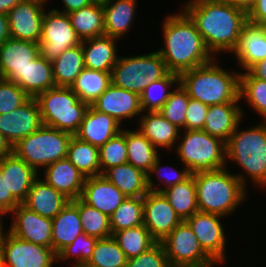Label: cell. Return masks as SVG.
Here are the masks:
<instances>
[{"mask_svg":"<svg viewBox=\"0 0 266 267\" xmlns=\"http://www.w3.org/2000/svg\"><path fill=\"white\" fill-rule=\"evenodd\" d=\"M97 240L85 233L78 235L71 244L57 254L58 264L67 261L71 267H84L92 256Z\"/></svg>","mask_w":266,"mask_h":267,"instance_id":"f6af8a7d","label":"cell"},{"mask_svg":"<svg viewBox=\"0 0 266 267\" xmlns=\"http://www.w3.org/2000/svg\"><path fill=\"white\" fill-rule=\"evenodd\" d=\"M61 4H63V8L57 9V8H51L55 11L61 12V13H69L76 10H79L81 8L87 7L92 4L91 0H61Z\"/></svg>","mask_w":266,"mask_h":267,"instance_id":"11a10c76","label":"cell"},{"mask_svg":"<svg viewBox=\"0 0 266 267\" xmlns=\"http://www.w3.org/2000/svg\"><path fill=\"white\" fill-rule=\"evenodd\" d=\"M117 42L118 39L105 34L83 40L81 44L85 68L111 73L119 57Z\"/></svg>","mask_w":266,"mask_h":267,"instance_id":"4316f807","label":"cell"},{"mask_svg":"<svg viewBox=\"0 0 266 267\" xmlns=\"http://www.w3.org/2000/svg\"><path fill=\"white\" fill-rule=\"evenodd\" d=\"M6 232V233H5ZM0 243L4 267H54L57 254L52 248L20 239L5 230Z\"/></svg>","mask_w":266,"mask_h":267,"instance_id":"7c38bea8","label":"cell"},{"mask_svg":"<svg viewBox=\"0 0 266 267\" xmlns=\"http://www.w3.org/2000/svg\"><path fill=\"white\" fill-rule=\"evenodd\" d=\"M126 267H171L163 244L156 242L147 251L127 259Z\"/></svg>","mask_w":266,"mask_h":267,"instance_id":"f907efd6","label":"cell"},{"mask_svg":"<svg viewBox=\"0 0 266 267\" xmlns=\"http://www.w3.org/2000/svg\"><path fill=\"white\" fill-rule=\"evenodd\" d=\"M182 221L163 193L149 191L143 197V224L156 242L164 240Z\"/></svg>","mask_w":266,"mask_h":267,"instance_id":"5bb4252c","label":"cell"},{"mask_svg":"<svg viewBox=\"0 0 266 267\" xmlns=\"http://www.w3.org/2000/svg\"><path fill=\"white\" fill-rule=\"evenodd\" d=\"M91 1H92V3H94V4L104 5V4L109 3L111 0H91Z\"/></svg>","mask_w":266,"mask_h":267,"instance_id":"be15d7a7","label":"cell"},{"mask_svg":"<svg viewBox=\"0 0 266 267\" xmlns=\"http://www.w3.org/2000/svg\"><path fill=\"white\" fill-rule=\"evenodd\" d=\"M126 196L103 174L86 177L80 199L110 217Z\"/></svg>","mask_w":266,"mask_h":267,"instance_id":"ffe728a7","label":"cell"},{"mask_svg":"<svg viewBox=\"0 0 266 267\" xmlns=\"http://www.w3.org/2000/svg\"><path fill=\"white\" fill-rule=\"evenodd\" d=\"M29 97L56 87L52 63L40 54L24 70V78L16 83Z\"/></svg>","mask_w":266,"mask_h":267,"instance_id":"1f68e13d","label":"cell"},{"mask_svg":"<svg viewBox=\"0 0 266 267\" xmlns=\"http://www.w3.org/2000/svg\"><path fill=\"white\" fill-rule=\"evenodd\" d=\"M9 215L8 231L31 243L52 248V219L45 218L23 204L16 206Z\"/></svg>","mask_w":266,"mask_h":267,"instance_id":"9a60e30c","label":"cell"},{"mask_svg":"<svg viewBox=\"0 0 266 267\" xmlns=\"http://www.w3.org/2000/svg\"><path fill=\"white\" fill-rule=\"evenodd\" d=\"M239 99L266 121V81L252 76L248 71L240 72Z\"/></svg>","mask_w":266,"mask_h":267,"instance_id":"f35d334b","label":"cell"},{"mask_svg":"<svg viewBox=\"0 0 266 267\" xmlns=\"http://www.w3.org/2000/svg\"><path fill=\"white\" fill-rule=\"evenodd\" d=\"M241 103L211 105L207 111L203 130L227 142L238 124L246 116ZM245 114V115H244Z\"/></svg>","mask_w":266,"mask_h":267,"instance_id":"484cf974","label":"cell"},{"mask_svg":"<svg viewBox=\"0 0 266 267\" xmlns=\"http://www.w3.org/2000/svg\"><path fill=\"white\" fill-rule=\"evenodd\" d=\"M209 106L193 98L186 111V130H203Z\"/></svg>","mask_w":266,"mask_h":267,"instance_id":"816d5d0a","label":"cell"},{"mask_svg":"<svg viewBox=\"0 0 266 267\" xmlns=\"http://www.w3.org/2000/svg\"><path fill=\"white\" fill-rule=\"evenodd\" d=\"M10 38L7 14L0 13V45Z\"/></svg>","mask_w":266,"mask_h":267,"instance_id":"6f0895ef","label":"cell"},{"mask_svg":"<svg viewBox=\"0 0 266 267\" xmlns=\"http://www.w3.org/2000/svg\"><path fill=\"white\" fill-rule=\"evenodd\" d=\"M36 1L42 2L46 5L47 3H49L50 0H36Z\"/></svg>","mask_w":266,"mask_h":267,"instance_id":"e7e4bbea","label":"cell"},{"mask_svg":"<svg viewBox=\"0 0 266 267\" xmlns=\"http://www.w3.org/2000/svg\"><path fill=\"white\" fill-rule=\"evenodd\" d=\"M0 169L5 176L7 193L22 204L39 174L14 152L0 158Z\"/></svg>","mask_w":266,"mask_h":267,"instance_id":"603a6c76","label":"cell"},{"mask_svg":"<svg viewBox=\"0 0 266 267\" xmlns=\"http://www.w3.org/2000/svg\"><path fill=\"white\" fill-rule=\"evenodd\" d=\"M179 83V75L169 72L165 77L147 83L140 95L143 112L158 111Z\"/></svg>","mask_w":266,"mask_h":267,"instance_id":"ab89813d","label":"cell"},{"mask_svg":"<svg viewBox=\"0 0 266 267\" xmlns=\"http://www.w3.org/2000/svg\"><path fill=\"white\" fill-rule=\"evenodd\" d=\"M138 0H111L102 5L104 10L105 35L118 40L131 31L136 19Z\"/></svg>","mask_w":266,"mask_h":267,"instance_id":"f546056e","label":"cell"},{"mask_svg":"<svg viewBox=\"0 0 266 267\" xmlns=\"http://www.w3.org/2000/svg\"><path fill=\"white\" fill-rule=\"evenodd\" d=\"M112 236L118 242L127 259L138 256L156 243L144 224L115 232Z\"/></svg>","mask_w":266,"mask_h":267,"instance_id":"7bdbcfd3","label":"cell"},{"mask_svg":"<svg viewBox=\"0 0 266 267\" xmlns=\"http://www.w3.org/2000/svg\"><path fill=\"white\" fill-rule=\"evenodd\" d=\"M79 215L83 233L97 239L112 236L110 219L96 208L89 206L79 198Z\"/></svg>","mask_w":266,"mask_h":267,"instance_id":"7dc6e473","label":"cell"},{"mask_svg":"<svg viewBox=\"0 0 266 267\" xmlns=\"http://www.w3.org/2000/svg\"><path fill=\"white\" fill-rule=\"evenodd\" d=\"M2 218L5 220V217L4 216H0V243H1L2 236H3L4 232H5L4 228H6Z\"/></svg>","mask_w":266,"mask_h":267,"instance_id":"6125c7cd","label":"cell"},{"mask_svg":"<svg viewBox=\"0 0 266 267\" xmlns=\"http://www.w3.org/2000/svg\"><path fill=\"white\" fill-rule=\"evenodd\" d=\"M111 84V73L84 68L70 88L90 106Z\"/></svg>","mask_w":266,"mask_h":267,"instance_id":"d590c367","label":"cell"},{"mask_svg":"<svg viewBox=\"0 0 266 267\" xmlns=\"http://www.w3.org/2000/svg\"><path fill=\"white\" fill-rule=\"evenodd\" d=\"M162 193L182 220H186L199 211L193 174Z\"/></svg>","mask_w":266,"mask_h":267,"instance_id":"8d00e7d4","label":"cell"},{"mask_svg":"<svg viewBox=\"0 0 266 267\" xmlns=\"http://www.w3.org/2000/svg\"><path fill=\"white\" fill-rule=\"evenodd\" d=\"M220 1L236 6L237 8H240L247 13L256 2V0H220Z\"/></svg>","mask_w":266,"mask_h":267,"instance_id":"680465c9","label":"cell"},{"mask_svg":"<svg viewBox=\"0 0 266 267\" xmlns=\"http://www.w3.org/2000/svg\"><path fill=\"white\" fill-rule=\"evenodd\" d=\"M67 158L85 177L101 175L99 147L72 136Z\"/></svg>","mask_w":266,"mask_h":267,"instance_id":"74e56055","label":"cell"},{"mask_svg":"<svg viewBox=\"0 0 266 267\" xmlns=\"http://www.w3.org/2000/svg\"><path fill=\"white\" fill-rule=\"evenodd\" d=\"M23 0H0V13L7 14L17 4Z\"/></svg>","mask_w":266,"mask_h":267,"instance_id":"94428289","label":"cell"},{"mask_svg":"<svg viewBox=\"0 0 266 267\" xmlns=\"http://www.w3.org/2000/svg\"><path fill=\"white\" fill-rule=\"evenodd\" d=\"M71 25L81 41L105 34L104 10L102 5L94 4L69 12Z\"/></svg>","mask_w":266,"mask_h":267,"instance_id":"e575fe53","label":"cell"},{"mask_svg":"<svg viewBox=\"0 0 266 267\" xmlns=\"http://www.w3.org/2000/svg\"><path fill=\"white\" fill-rule=\"evenodd\" d=\"M252 76L266 81V59L258 61L247 70Z\"/></svg>","mask_w":266,"mask_h":267,"instance_id":"9f6ffc18","label":"cell"},{"mask_svg":"<svg viewBox=\"0 0 266 267\" xmlns=\"http://www.w3.org/2000/svg\"><path fill=\"white\" fill-rule=\"evenodd\" d=\"M91 106L99 112L111 115L123 127V121H133L136 116L139 118L143 113L139 94L113 84Z\"/></svg>","mask_w":266,"mask_h":267,"instance_id":"d6986e66","label":"cell"},{"mask_svg":"<svg viewBox=\"0 0 266 267\" xmlns=\"http://www.w3.org/2000/svg\"><path fill=\"white\" fill-rule=\"evenodd\" d=\"M81 43L67 13L51 8L45 10L39 42V53L42 57L52 62L68 48Z\"/></svg>","mask_w":266,"mask_h":267,"instance_id":"8fae6325","label":"cell"},{"mask_svg":"<svg viewBox=\"0 0 266 267\" xmlns=\"http://www.w3.org/2000/svg\"><path fill=\"white\" fill-rule=\"evenodd\" d=\"M13 153V146L0 132V158Z\"/></svg>","mask_w":266,"mask_h":267,"instance_id":"91938a15","label":"cell"},{"mask_svg":"<svg viewBox=\"0 0 266 267\" xmlns=\"http://www.w3.org/2000/svg\"><path fill=\"white\" fill-rule=\"evenodd\" d=\"M72 134L42 125L14 147L13 152L38 174L48 165L67 158Z\"/></svg>","mask_w":266,"mask_h":267,"instance_id":"ba28073f","label":"cell"},{"mask_svg":"<svg viewBox=\"0 0 266 267\" xmlns=\"http://www.w3.org/2000/svg\"><path fill=\"white\" fill-rule=\"evenodd\" d=\"M19 204L11 193H7L5 176H2L0 169V213L8 218V214Z\"/></svg>","mask_w":266,"mask_h":267,"instance_id":"f5cc1de1","label":"cell"},{"mask_svg":"<svg viewBox=\"0 0 266 267\" xmlns=\"http://www.w3.org/2000/svg\"><path fill=\"white\" fill-rule=\"evenodd\" d=\"M29 98L15 82L0 78V114L11 113Z\"/></svg>","mask_w":266,"mask_h":267,"instance_id":"681fc988","label":"cell"},{"mask_svg":"<svg viewBox=\"0 0 266 267\" xmlns=\"http://www.w3.org/2000/svg\"><path fill=\"white\" fill-rule=\"evenodd\" d=\"M127 258L113 236L98 239L84 267H126Z\"/></svg>","mask_w":266,"mask_h":267,"instance_id":"b9f144b4","label":"cell"},{"mask_svg":"<svg viewBox=\"0 0 266 267\" xmlns=\"http://www.w3.org/2000/svg\"><path fill=\"white\" fill-rule=\"evenodd\" d=\"M44 3L36 0H23L7 13L10 38L40 42Z\"/></svg>","mask_w":266,"mask_h":267,"instance_id":"2e32d148","label":"cell"},{"mask_svg":"<svg viewBox=\"0 0 266 267\" xmlns=\"http://www.w3.org/2000/svg\"><path fill=\"white\" fill-rule=\"evenodd\" d=\"M122 128L123 126L111 115L99 112L90 105L74 136L81 141L100 147L116 136Z\"/></svg>","mask_w":266,"mask_h":267,"instance_id":"cb8c5ba5","label":"cell"},{"mask_svg":"<svg viewBox=\"0 0 266 267\" xmlns=\"http://www.w3.org/2000/svg\"><path fill=\"white\" fill-rule=\"evenodd\" d=\"M39 173L47 184L62 193L69 200L80 198L85 176L71 163L68 158L60 159ZM43 177V178H42Z\"/></svg>","mask_w":266,"mask_h":267,"instance_id":"44dd1931","label":"cell"},{"mask_svg":"<svg viewBox=\"0 0 266 267\" xmlns=\"http://www.w3.org/2000/svg\"><path fill=\"white\" fill-rule=\"evenodd\" d=\"M103 175L126 197H144L149 192L147 174L128 162L107 169Z\"/></svg>","mask_w":266,"mask_h":267,"instance_id":"4dcf8cb0","label":"cell"},{"mask_svg":"<svg viewBox=\"0 0 266 267\" xmlns=\"http://www.w3.org/2000/svg\"><path fill=\"white\" fill-rule=\"evenodd\" d=\"M247 16L250 23L257 25L266 23V0H256Z\"/></svg>","mask_w":266,"mask_h":267,"instance_id":"db71d44e","label":"cell"},{"mask_svg":"<svg viewBox=\"0 0 266 267\" xmlns=\"http://www.w3.org/2000/svg\"><path fill=\"white\" fill-rule=\"evenodd\" d=\"M240 72L247 71L258 61L266 59V32L261 25H244L237 46L232 51Z\"/></svg>","mask_w":266,"mask_h":267,"instance_id":"7402d4cb","label":"cell"},{"mask_svg":"<svg viewBox=\"0 0 266 267\" xmlns=\"http://www.w3.org/2000/svg\"><path fill=\"white\" fill-rule=\"evenodd\" d=\"M79 215V198L69 200L62 210L52 219V249L58 254L82 234Z\"/></svg>","mask_w":266,"mask_h":267,"instance_id":"83f0119b","label":"cell"},{"mask_svg":"<svg viewBox=\"0 0 266 267\" xmlns=\"http://www.w3.org/2000/svg\"><path fill=\"white\" fill-rule=\"evenodd\" d=\"M168 73L163 58L156 50L127 57L119 55L112 68L111 82L116 87L141 95L148 82L157 81Z\"/></svg>","mask_w":266,"mask_h":267,"instance_id":"9c48e42d","label":"cell"},{"mask_svg":"<svg viewBox=\"0 0 266 267\" xmlns=\"http://www.w3.org/2000/svg\"><path fill=\"white\" fill-rule=\"evenodd\" d=\"M241 123L226 142V164L232 161L241 168L235 175L247 189L249 181L266 190V121L244 130Z\"/></svg>","mask_w":266,"mask_h":267,"instance_id":"3957f363","label":"cell"},{"mask_svg":"<svg viewBox=\"0 0 266 267\" xmlns=\"http://www.w3.org/2000/svg\"><path fill=\"white\" fill-rule=\"evenodd\" d=\"M109 219L112 235L143 225V197H126Z\"/></svg>","mask_w":266,"mask_h":267,"instance_id":"60d3db41","label":"cell"},{"mask_svg":"<svg viewBox=\"0 0 266 267\" xmlns=\"http://www.w3.org/2000/svg\"><path fill=\"white\" fill-rule=\"evenodd\" d=\"M42 124L72 134L78 132L89 105L70 87H53L36 97Z\"/></svg>","mask_w":266,"mask_h":267,"instance_id":"52a82bcc","label":"cell"},{"mask_svg":"<svg viewBox=\"0 0 266 267\" xmlns=\"http://www.w3.org/2000/svg\"><path fill=\"white\" fill-rule=\"evenodd\" d=\"M0 267H4L2 260L0 261Z\"/></svg>","mask_w":266,"mask_h":267,"instance_id":"003e7915","label":"cell"},{"mask_svg":"<svg viewBox=\"0 0 266 267\" xmlns=\"http://www.w3.org/2000/svg\"><path fill=\"white\" fill-rule=\"evenodd\" d=\"M161 155L157 158L155 163L152 165L150 171L147 173V186L149 191H155L158 193H162L164 190L186 180L190 175V170L183 165L182 169H178L179 167L161 165L163 162L161 161ZM161 161V162H160ZM170 168L167 170L166 168ZM172 168V169H171ZM163 169V170H162ZM166 169V170H165ZM165 171V172H164ZM167 171V172H166ZM154 175V176H153ZM158 177V182L154 181V177ZM157 183V184H156Z\"/></svg>","mask_w":266,"mask_h":267,"instance_id":"ee69618b","label":"cell"},{"mask_svg":"<svg viewBox=\"0 0 266 267\" xmlns=\"http://www.w3.org/2000/svg\"><path fill=\"white\" fill-rule=\"evenodd\" d=\"M127 162L146 174L162 154L138 130L126 128Z\"/></svg>","mask_w":266,"mask_h":267,"instance_id":"d6a6232c","label":"cell"},{"mask_svg":"<svg viewBox=\"0 0 266 267\" xmlns=\"http://www.w3.org/2000/svg\"><path fill=\"white\" fill-rule=\"evenodd\" d=\"M68 201V198L38 176L22 204L45 218L53 219Z\"/></svg>","mask_w":266,"mask_h":267,"instance_id":"f1b7e54d","label":"cell"},{"mask_svg":"<svg viewBox=\"0 0 266 267\" xmlns=\"http://www.w3.org/2000/svg\"><path fill=\"white\" fill-rule=\"evenodd\" d=\"M261 26L263 27L264 31L266 32V23H263Z\"/></svg>","mask_w":266,"mask_h":267,"instance_id":"03108f58","label":"cell"},{"mask_svg":"<svg viewBox=\"0 0 266 267\" xmlns=\"http://www.w3.org/2000/svg\"><path fill=\"white\" fill-rule=\"evenodd\" d=\"M179 11L164 18L161 26L164 47L157 50L168 71L178 75L215 58L207 49L194 21L183 9Z\"/></svg>","mask_w":266,"mask_h":267,"instance_id":"7a4b0ae2","label":"cell"},{"mask_svg":"<svg viewBox=\"0 0 266 267\" xmlns=\"http://www.w3.org/2000/svg\"><path fill=\"white\" fill-rule=\"evenodd\" d=\"M176 145V158L191 174L214 171L227 166L226 142L204 130H181Z\"/></svg>","mask_w":266,"mask_h":267,"instance_id":"8992f818","label":"cell"},{"mask_svg":"<svg viewBox=\"0 0 266 267\" xmlns=\"http://www.w3.org/2000/svg\"><path fill=\"white\" fill-rule=\"evenodd\" d=\"M39 43L9 38L0 45V78L17 83L39 55Z\"/></svg>","mask_w":266,"mask_h":267,"instance_id":"e0dca14e","label":"cell"},{"mask_svg":"<svg viewBox=\"0 0 266 267\" xmlns=\"http://www.w3.org/2000/svg\"><path fill=\"white\" fill-rule=\"evenodd\" d=\"M222 219L217 214L197 211L185 221L197 237L203 251L217 264L226 263L227 234ZM222 263V264H221Z\"/></svg>","mask_w":266,"mask_h":267,"instance_id":"4fadbf2b","label":"cell"},{"mask_svg":"<svg viewBox=\"0 0 266 267\" xmlns=\"http://www.w3.org/2000/svg\"><path fill=\"white\" fill-rule=\"evenodd\" d=\"M101 174L107 169L127 162L126 127L99 147Z\"/></svg>","mask_w":266,"mask_h":267,"instance_id":"c3c4849f","label":"cell"},{"mask_svg":"<svg viewBox=\"0 0 266 267\" xmlns=\"http://www.w3.org/2000/svg\"><path fill=\"white\" fill-rule=\"evenodd\" d=\"M235 173L226 166L214 171L193 174L199 211L227 218L247 201L248 189Z\"/></svg>","mask_w":266,"mask_h":267,"instance_id":"5b68a950","label":"cell"},{"mask_svg":"<svg viewBox=\"0 0 266 267\" xmlns=\"http://www.w3.org/2000/svg\"><path fill=\"white\" fill-rule=\"evenodd\" d=\"M138 130L144 135L160 152L164 149L174 151L181 130L159 111H146L138 119ZM162 149V150H161Z\"/></svg>","mask_w":266,"mask_h":267,"instance_id":"d4e9b609","label":"cell"},{"mask_svg":"<svg viewBox=\"0 0 266 267\" xmlns=\"http://www.w3.org/2000/svg\"><path fill=\"white\" fill-rule=\"evenodd\" d=\"M189 99L187 91L178 83L158 111L180 130H186V111Z\"/></svg>","mask_w":266,"mask_h":267,"instance_id":"bcb514c9","label":"cell"},{"mask_svg":"<svg viewBox=\"0 0 266 267\" xmlns=\"http://www.w3.org/2000/svg\"><path fill=\"white\" fill-rule=\"evenodd\" d=\"M182 8L194 21L211 54L232 53L238 43L247 12L220 0H186Z\"/></svg>","mask_w":266,"mask_h":267,"instance_id":"6da1fadb","label":"cell"},{"mask_svg":"<svg viewBox=\"0 0 266 267\" xmlns=\"http://www.w3.org/2000/svg\"><path fill=\"white\" fill-rule=\"evenodd\" d=\"M218 58L179 75L180 85L188 96L208 106L224 103H242L239 99L238 70H226ZM230 71V72H229ZM238 71V72H237Z\"/></svg>","mask_w":266,"mask_h":267,"instance_id":"277c9868","label":"cell"},{"mask_svg":"<svg viewBox=\"0 0 266 267\" xmlns=\"http://www.w3.org/2000/svg\"><path fill=\"white\" fill-rule=\"evenodd\" d=\"M40 108L35 97L7 114H0V132L14 147L42 126Z\"/></svg>","mask_w":266,"mask_h":267,"instance_id":"ac0fdd59","label":"cell"},{"mask_svg":"<svg viewBox=\"0 0 266 267\" xmlns=\"http://www.w3.org/2000/svg\"><path fill=\"white\" fill-rule=\"evenodd\" d=\"M51 63L56 87H71L85 68L82 44L68 48Z\"/></svg>","mask_w":266,"mask_h":267,"instance_id":"836d02e7","label":"cell"},{"mask_svg":"<svg viewBox=\"0 0 266 267\" xmlns=\"http://www.w3.org/2000/svg\"><path fill=\"white\" fill-rule=\"evenodd\" d=\"M171 267H214L189 224L183 220L161 241Z\"/></svg>","mask_w":266,"mask_h":267,"instance_id":"30bf717a","label":"cell"}]
</instances>
